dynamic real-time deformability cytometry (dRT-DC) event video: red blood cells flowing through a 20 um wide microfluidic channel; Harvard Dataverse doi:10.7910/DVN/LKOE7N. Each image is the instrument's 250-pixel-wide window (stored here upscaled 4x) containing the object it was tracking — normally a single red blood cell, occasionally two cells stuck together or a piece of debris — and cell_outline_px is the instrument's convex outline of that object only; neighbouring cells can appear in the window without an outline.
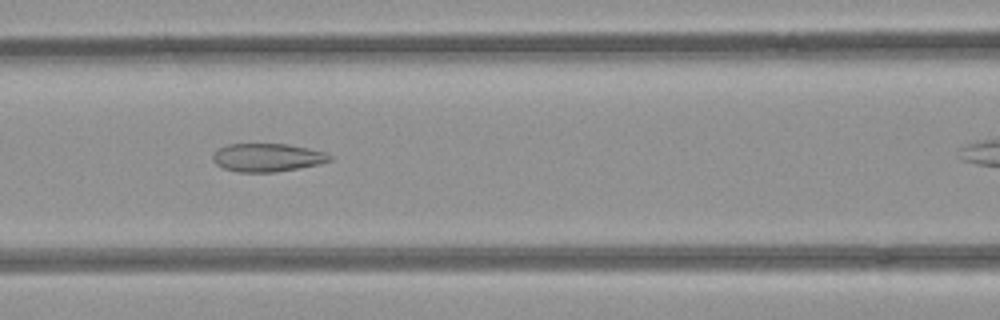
{"species": "common noctule bat (a hibernating species)", "species_latin": "Nyctalus noctula", "temperature_condition": "room temperature", "stored_images_in_passage": 29, "camera_frame_rate_fps": 3000, "um_per_image_px": 0.085, "animal": {"sex": "female", "body_mass_g": 21.9}, "frame": {"image": 1, "passage_image": 9, "time_ms": 2.667, "image_size_px": [1000, 320], "cell_outline_px": [[332, 160], [320, 164], [300, 168], [276, 172], [240, 172], [224, 168], [216, 164], [212, 160], [212, 156], [220, 148], [228, 144], [288, 144], [308, 148], [324, 152], [332, 156]], "centroid_in_image_um": [22.75, 13.39], "position_along_channel_um": 143.8, "area_um2": 19.19}}
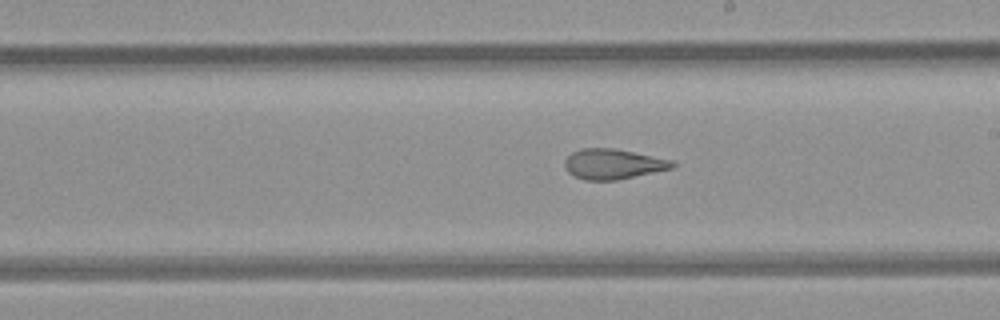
{"frame": {"image": 2, "passage_image": 16, "time_ms": 5.0, "image_size_px": [1000, 320], "cell_outline_px": [[676, 164], [672, 168], [616, 180], [584, 180], [572, 176], [568, 172], [564, 164], [564, 160], [572, 152], [580, 148], [616, 148], [672, 160]], "centroid_in_image_um": [52.07, 13.94], "position_along_channel_um": 236.9, "area_um2": 18.96}}
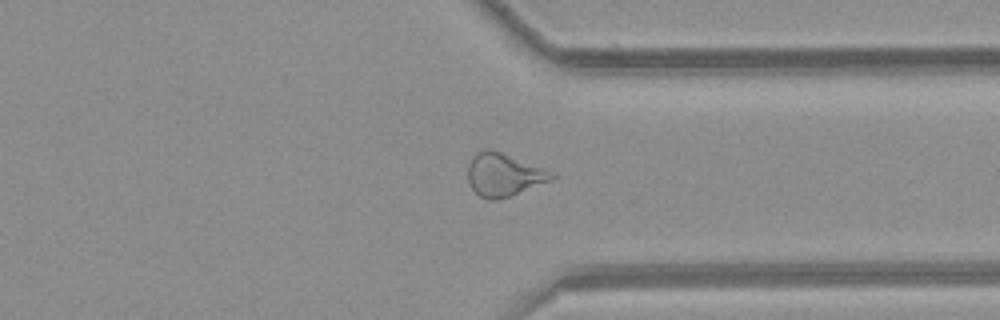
{"frame": {"image": 3, "passage_image": 26, "time_ms": 8.333, "image_size_px": [1000, 320], "cell_outline_px": [[556, 176], [552, 180], [508, 196], [496, 200], [488, 200], [480, 196], [472, 188], [468, 180], [468, 164], [472, 156], [476, 152], [484, 148], [488, 148], [500, 152], [556, 172]], "centroid_in_image_um": [42.82, 14.83], "position_along_channel_um": 368.6, "area_um2": 20.92}}